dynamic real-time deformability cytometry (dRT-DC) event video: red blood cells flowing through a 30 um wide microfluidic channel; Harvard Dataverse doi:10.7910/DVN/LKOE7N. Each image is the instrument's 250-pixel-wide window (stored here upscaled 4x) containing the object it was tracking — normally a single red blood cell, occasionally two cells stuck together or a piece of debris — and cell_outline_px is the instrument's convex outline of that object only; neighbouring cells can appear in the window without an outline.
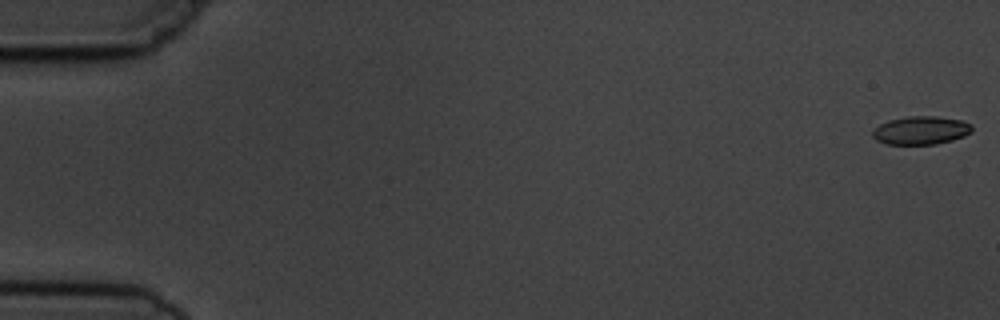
{"species": "common noctule bat (a hibernating species)", "species_latin": "Nyctalus noctula", "temperature_condition": "cold", "stored_images_in_passage": 6, "camera_frame_rate_fps": 3000, "um_per_image_px": 0.085, "animal": {"sex": "male", "body_mass_g": 19.5, "forearm_length_mm": 54.6}, "frame": {"image": 1, "passage_image": 1, "time_ms": 0.0, "image_size_px": [1000, 320], "cell_outline_px": [[972, 132], [964, 136], [952, 140], [936, 144], [888, 144], [876, 140], [872, 136], [872, 128], [888, 120], [908, 116], [936, 116], [960, 120], [972, 124]], "centroid_in_image_um": [78.26, 11.07], "position_along_channel_um": 6.7, "area_um2": 16.47}}
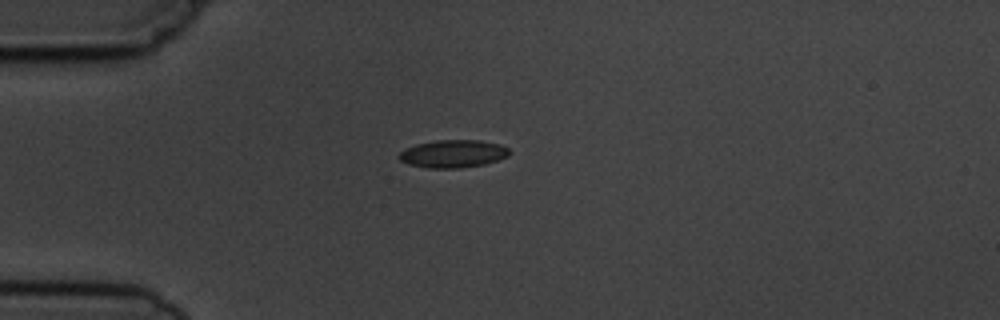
{"frame": {"image": 2, "passage_image": 5, "time_ms": 4.667, "image_size_px": [1000, 320], "cell_outline_px": [[512, 152], [508, 156], [484, 164], [460, 168], [428, 168], [408, 164], [400, 160], [396, 156], [404, 148], [416, 144], [436, 140], [480, 140], [500, 144], [508, 148]], "centroid_in_image_um": [38.49, 13.06], "position_along_channel_um": 46.5, "area_um2": 17.98}}
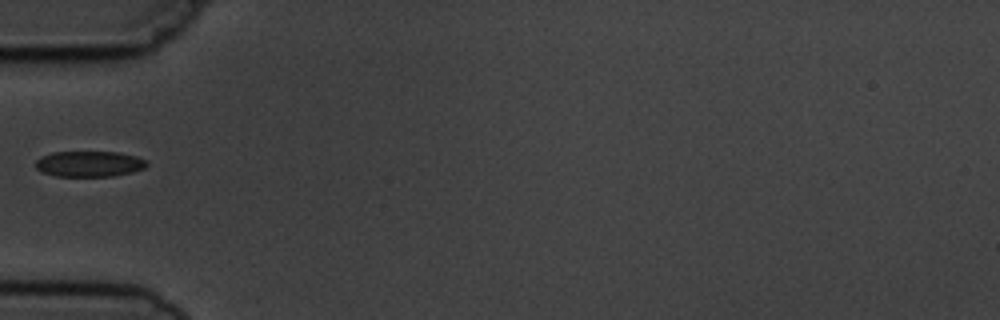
{"frame": {"image": 3, "passage_image": 6, "time_ms": 6.0, "image_size_px": [1000, 320], "cell_outline_px": [[148, 164], [144, 168], [132, 172], [112, 176], [56, 176], [44, 172], [36, 168], [36, 160], [40, 156], [52, 152], [120, 152], [136, 156], [148, 160]], "centroid_in_image_um": [7.61, 13.92], "position_along_channel_um": 77.4, "area_um2": 16.7}}